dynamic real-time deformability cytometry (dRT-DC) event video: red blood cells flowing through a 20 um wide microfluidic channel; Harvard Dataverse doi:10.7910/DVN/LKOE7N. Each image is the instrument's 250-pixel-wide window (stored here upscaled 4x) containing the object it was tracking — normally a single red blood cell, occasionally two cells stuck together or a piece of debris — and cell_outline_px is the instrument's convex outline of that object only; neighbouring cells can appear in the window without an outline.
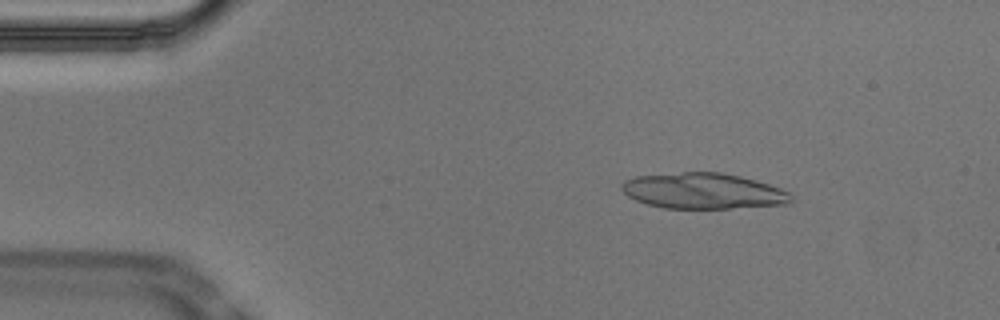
{"species": "Egyptian fruit bat (a non-hibernating species)", "species_latin": "Rousettus aegyptiacus", "temperature_condition": "cold", "stored_images_in_passage": 51, "segment_of_instrument_passage": [1, 2], "camera_frame_rate_fps": 3000, "um_per_image_px": 0.085, "animal": {"sex": "male"}, "frame": {"image": 1, "passage_image": 6, "time_ms": 1.667, "image_size_px": [1000, 320], "cell_outline_px": [[792, 200], [788, 204], [728, 208], [664, 208], [648, 204], [636, 200], [628, 196], [620, 188], [620, 184], [624, 180], [636, 176], [680, 172], [720, 172], [740, 176], [756, 180], [780, 188], [788, 192], [792, 196]], "centroid_in_image_um": [59.75, 16.22], "position_along_channel_um": 25.3, "area_um2": 35.26}}